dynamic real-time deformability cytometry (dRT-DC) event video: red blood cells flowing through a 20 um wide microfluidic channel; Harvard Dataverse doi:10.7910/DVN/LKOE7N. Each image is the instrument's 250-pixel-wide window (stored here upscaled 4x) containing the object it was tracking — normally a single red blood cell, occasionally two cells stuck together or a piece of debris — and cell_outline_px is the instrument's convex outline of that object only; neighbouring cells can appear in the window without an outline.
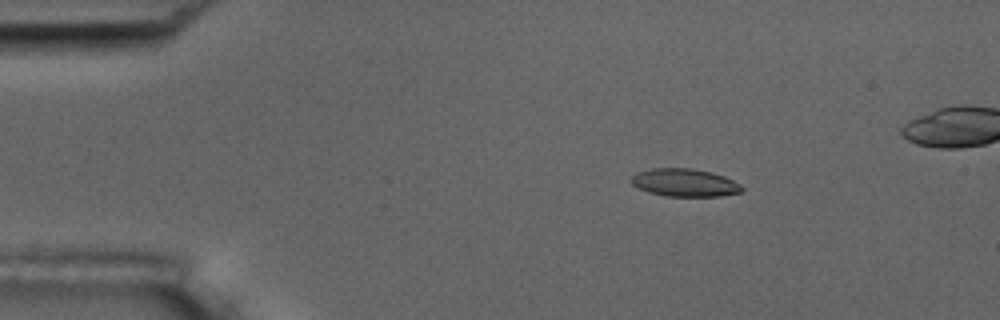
{"species": "common noctule bat (a hibernating species)", "species_latin": "Nyctalus noctula", "temperature_condition": "room temperature", "stored_images_in_passage": 5, "camera_frame_rate_fps": 3000, "um_per_image_px": 0.085, "animal": {"sex": "male", "body_mass_g": 17.5, "forearm_length_mm": 52.3}, "frame": {"image": 1, "passage_image": 2, "time_ms": 2.0, "image_size_px": [1000, 320], "cell_outline_px": [[744, 188], [740, 192], [720, 196], [664, 196], [648, 192], [632, 184], [632, 176], [636, 172], [652, 168], [692, 168], [712, 172], [724, 176], [740, 184]], "centroid_in_image_um": [58.2, 15.52], "position_along_channel_um": 26.8, "area_um2": 17.92}}